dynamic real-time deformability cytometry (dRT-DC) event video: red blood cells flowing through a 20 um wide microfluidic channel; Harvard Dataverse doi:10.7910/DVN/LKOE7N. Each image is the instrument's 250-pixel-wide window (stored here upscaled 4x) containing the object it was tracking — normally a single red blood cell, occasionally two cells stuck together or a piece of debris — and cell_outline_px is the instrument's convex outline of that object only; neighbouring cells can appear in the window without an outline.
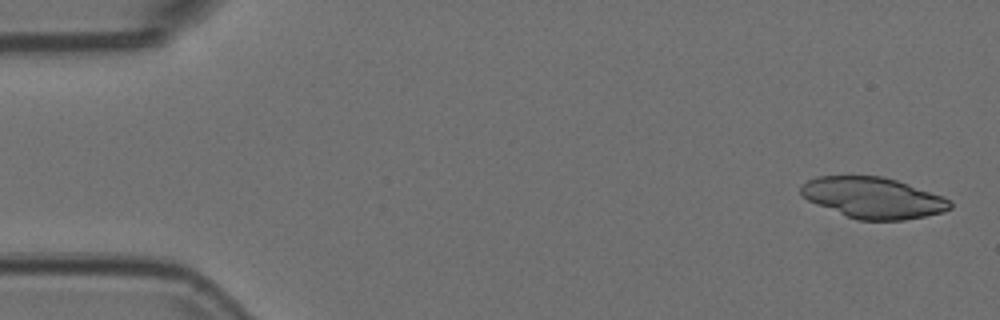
{"species": "Egyptian fruit bat (a non-hibernating species)", "species_latin": "Rousettus aegyptiacus", "temperature_condition": "room temperature", "stored_images_in_passage": 17, "camera_frame_rate_fps": 3000, "um_per_image_px": 0.085, "animal": {"sex": "female"}, "frame": {"image": 1, "passage_image": 2, "time_ms": 0.333, "image_size_px": [1000, 320], "cell_outline_px": [[952, 208], [944, 212], [904, 220], [856, 220], [816, 204], [808, 200], [800, 192], [800, 184], [808, 180], [820, 176], [884, 176], [944, 196], [952, 204]], "centroid_in_image_um": [74.22, 16.81], "position_along_channel_um": 10.8, "area_um2": 35.6}}